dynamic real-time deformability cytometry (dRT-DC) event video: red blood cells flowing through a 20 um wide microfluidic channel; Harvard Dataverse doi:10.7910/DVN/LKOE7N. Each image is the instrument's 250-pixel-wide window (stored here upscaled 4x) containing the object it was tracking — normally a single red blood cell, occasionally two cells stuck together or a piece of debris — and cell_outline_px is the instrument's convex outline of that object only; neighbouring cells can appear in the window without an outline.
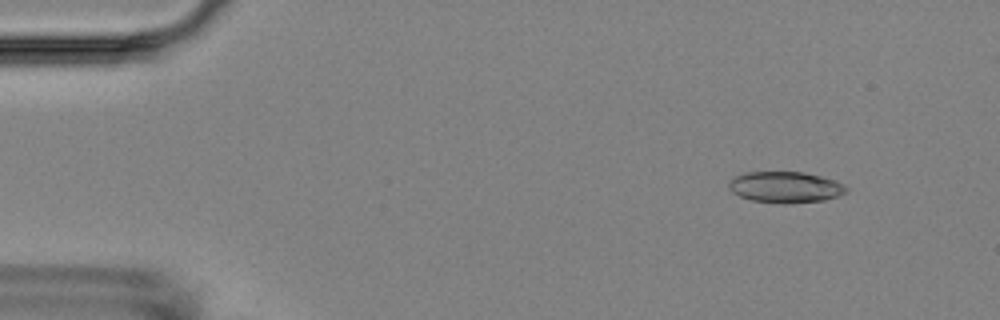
{"species": "Egyptian fruit bat (a non-hibernating species)", "species_latin": "Rousettus aegyptiacus", "temperature_condition": "room temperature", "stored_images_in_passage": 7, "camera_frame_rate_fps": 3000, "um_per_image_px": 0.085, "animal": {"sex": "female"}, "frame": {"image": 1, "passage_image": 2, "time_ms": 1.0, "image_size_px": [1000, 320], "cell_outline_px": [[848, 188], [844, 192], [836, 196], [824, 200], [788, 204], [784, 204], [752, 200], [740, 196], [732, 192], [728, 188], [728, 184], [736, 176], [744, 172], [804, 172], [836, 180], [844, 184]], "centroid_in_image_um": [66.75, 15.91], "position_along_channel_um": 18.2, "area_um2": 21.27}}
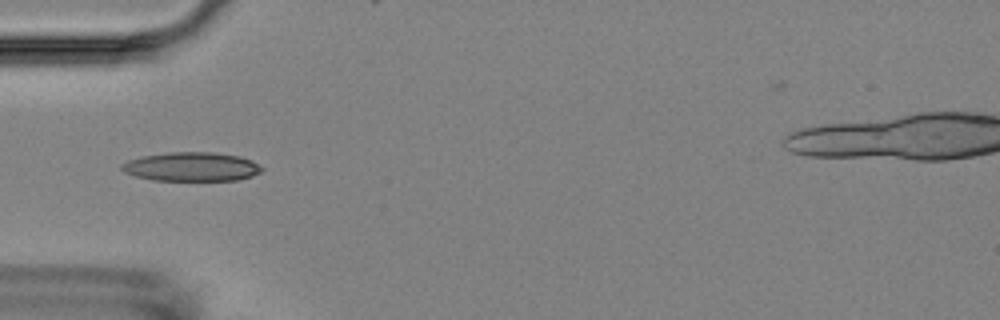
{"frame": {"image": 2, "passage_image": 4, "time_ms": 5.0, "image_size_px": [1000, 320], "cell_outline_px": [[264, 168], [260, 172], [252, 176], [236, 180], [152, 180], [136, 176], [124, 172], [120, 168], [120, 164], [128, 160], [144, 156], [168, 152], [212, 152], [240, 156], [252, 160]], "centroid_in_image_um": [16.28, 14.17], "position_along_channel_um": 68.7, "area_um2": 23.64}}
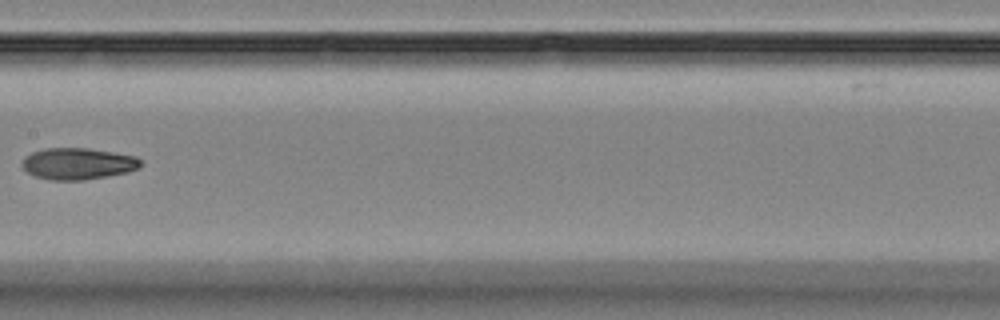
{"frame": {"image": 3, "passage_image": 7, "time_ms": 8.667, "image_size_px": [1000, 320], "cell_outline_px": [[140, 164], [136, 168], [128, 172], [108, 176], [84, 180], [48, 180], [36, 176], [28, 172], [20, 164], [24, 156], [32, 152], [44, 148], [88, 148], [136, 156], [140, 160]], "centroid_in_image_um": [6.57, 13.91], "position_along_channel_um": 200.8, "area_um2": 21.79}}